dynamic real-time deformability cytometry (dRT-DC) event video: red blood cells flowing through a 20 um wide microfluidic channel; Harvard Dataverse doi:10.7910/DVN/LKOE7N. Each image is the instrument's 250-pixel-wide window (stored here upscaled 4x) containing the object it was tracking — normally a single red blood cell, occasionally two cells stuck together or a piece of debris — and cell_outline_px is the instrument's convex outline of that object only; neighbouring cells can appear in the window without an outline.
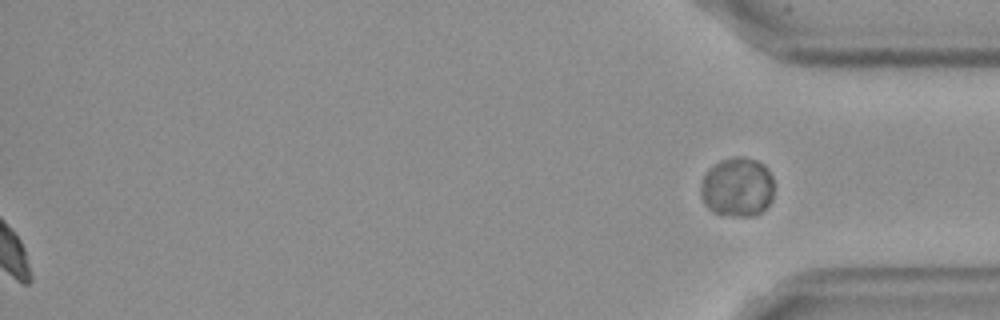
{"species": "Egyptian fruit bat (a non-hibernating species)", "species_latin": "Rousettus aegyptiacus", "temperature_condition": "cold", "stored_images_in_passage": 47, "segment_of_instrument_passage": [2, 2], "camera_frame_rate_fps": 3000, "um_per_image_px": 0.085, "frame": {"image": 1, "passage_image": 47, "time_ms": 15.333, "image_size_px": [1000, 320], "cell_outline_px": [[772, 200], [756, 216], [736, 216], [712, 212], [704, 204], [700, 196], [700, 184], [704, 176], [716, 164], [724, 160], [736, 156], [744, 156], [756, 160], [764, 164], [768, 168], [772, 176]], "centroid_in_image_um": [62.67, 15.91], "position_along_channel_um": 372.5, "area_um2": 25.32}}